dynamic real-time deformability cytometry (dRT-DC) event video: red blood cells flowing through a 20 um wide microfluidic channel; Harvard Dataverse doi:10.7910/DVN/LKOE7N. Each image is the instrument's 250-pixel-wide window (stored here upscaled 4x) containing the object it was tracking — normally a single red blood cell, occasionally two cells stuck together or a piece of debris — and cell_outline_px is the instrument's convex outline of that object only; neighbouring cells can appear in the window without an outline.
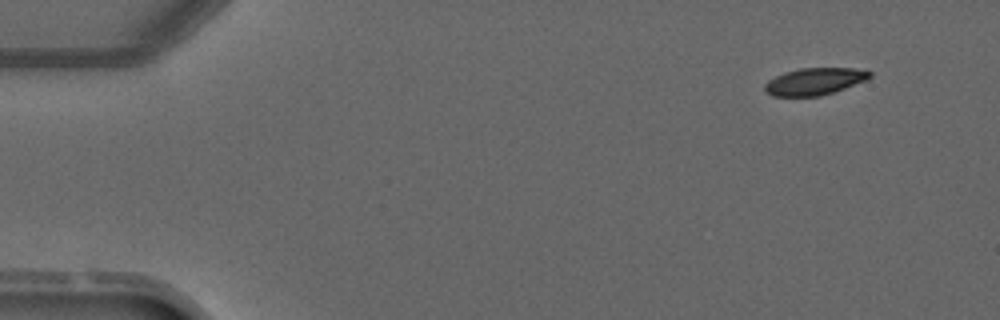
{"species": "common noctule bat (a hibernating species)", "species_latin": "Nyctalus noctula", "temperature_condition": "warm", "stored_images_in_passage": 3, "camera_frame_rate_fps": 3000, "um_per_image_px": 0.085, "animal": {"sex": "male", "forearm_length_mm": 52.5}, "frame": {"image": 1, "passage_image": 3, "time_ms": 3.333, "image_size_px": [1000, 320], "cell_outline_px": [[872, 76], [868, 80], [820, 96], [772, 96], [764, 92], [764, 84], [768, 80], [784, 72], [800, 68], [852, 68], [872, 72]], "centroid_in_image_um": [69.22, 6.92], "position_along_channel_um": 15.8, "area_um2": 16.59}}